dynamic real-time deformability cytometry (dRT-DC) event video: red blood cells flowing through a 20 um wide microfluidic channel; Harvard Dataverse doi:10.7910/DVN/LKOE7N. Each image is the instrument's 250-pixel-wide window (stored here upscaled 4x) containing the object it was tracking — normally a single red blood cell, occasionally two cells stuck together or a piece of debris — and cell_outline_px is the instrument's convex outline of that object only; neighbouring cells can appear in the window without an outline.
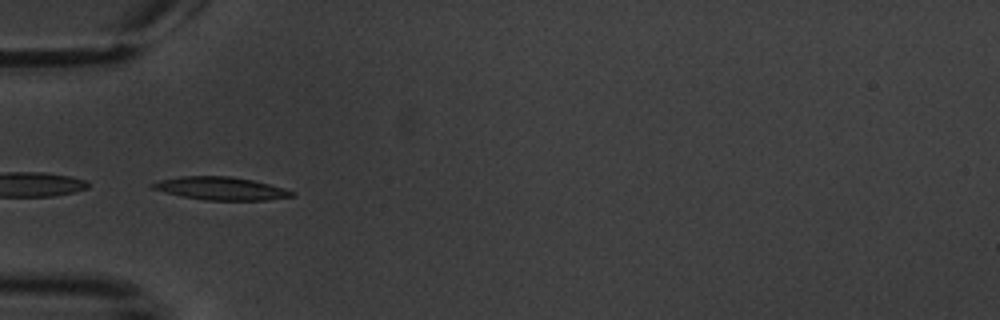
{"species": "common noctule bat (a hibernating species)", "species_latin": "Nyctalus noctula", "temperature_condition": "warm", "stored_images_in_passage": 9, "camera_frame_rate_fps": 3000, "um_per_image_px": 0.085, "animal": {"sex": "male", "body_mass_g": 20.1, "forearm_length_mm": 53.5}, "frame": {"image": 1, "passage_image": 4, "time_ms": 3.667, "image_size_px": [1000, 320], "cell_outline_px": [[296, 196], [264, 200], [204, 200], [184, 196], [152, 188], [148, 184], [160, 180], [180, 176], [232, 176], [252, 180], [284, 188], [296, 192]], "centroid_in_image_um": [18.8, 16.01], "position_along_channel_um": 66.2, "area_um2": 18.5}}
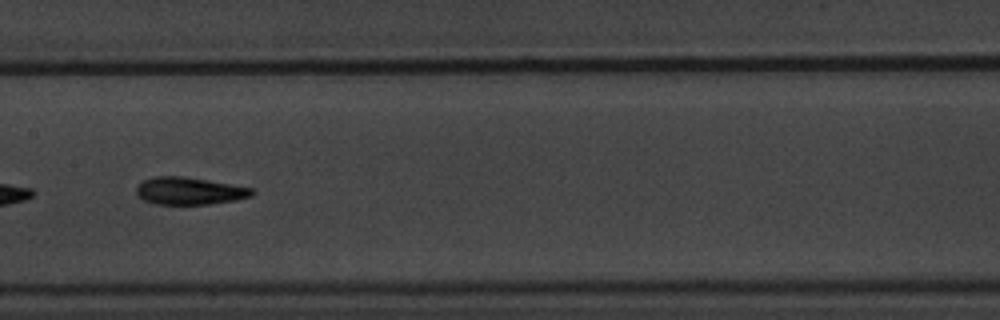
{"frame": {"image": 2, "passage_image": 7, "time_ms": 7.333, "image_size_px": [1000, 320], "cell_outline_px": [[256, 192], [252, 196], [236, 200], [208, 204], [156, 204], [144, 200], [136, 196], [136, 188], [144, 180], [156, 176], [184, 176], [208, 180], [252, 188]], "centroid_in_image_um": [16.1, 16.23], "position_along_channel_um": 191.3, "area_um2": 18.44}}
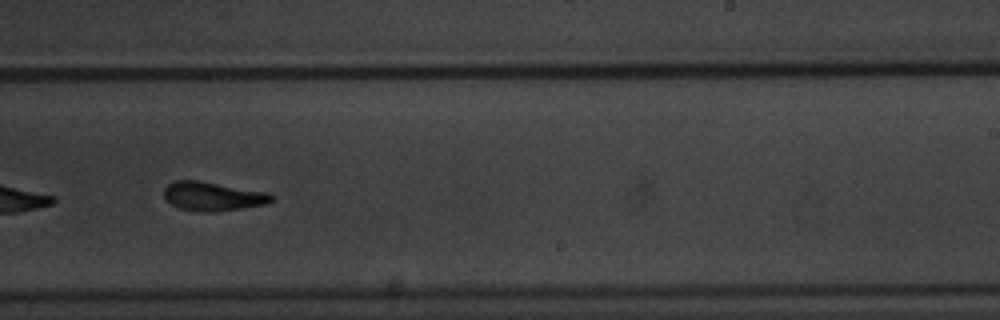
{"frame": {"image": 3, "passage_image": 9, "time_ms": 9.667, "image_size_px": [1000, 320], "cell_outline_px": [[272, 200], [264, 204], [216, 212], [204, 212], [180, 208], [172, 204], [164, 196], [164, 188], [168, 184], [176, 180], [196, 180], [268, 192], [272, 196]], "centroid_in_image_um": [18.06, 16.68], "position_along_channel_um": 270.9, "area_um2": 17.8}}